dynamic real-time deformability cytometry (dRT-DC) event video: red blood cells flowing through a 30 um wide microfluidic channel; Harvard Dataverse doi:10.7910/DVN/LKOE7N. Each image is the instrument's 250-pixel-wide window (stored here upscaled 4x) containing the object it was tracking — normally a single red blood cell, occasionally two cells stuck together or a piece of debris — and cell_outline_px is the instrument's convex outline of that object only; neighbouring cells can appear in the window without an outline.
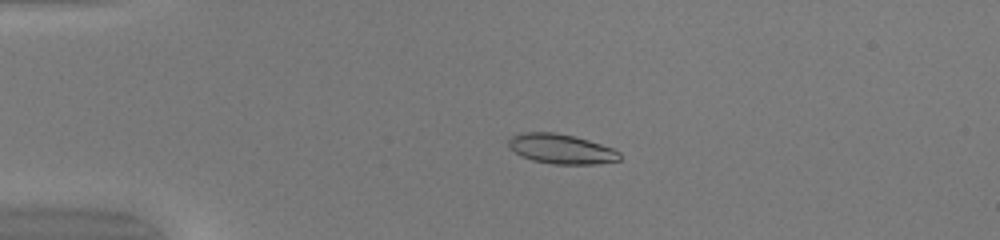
{"species": "common noctule bat (a hibernating species)", "species_latin": "Nyctalus noctula", "temperature_condition": "warm", "stored_images_in_passage": 51, "camera_frame_rate_fps": 3000, "um_per_image_px": 0.085, "animal": {"sex": "female", "body_mass_g": 20.0, "forearm_length_mm": 54.0}, "frame": {"image": 1, "passage_image": 13, "time_ms": 4.0, "image_size_px": [1000, 240], "cell_outline_px": [[620, 160], [596, 164], [552, 164], [532, 160], [520, 156], [508, 148], [508, 140], [512, 136], [520, 132], [556, 132], [576, 136], [612, 148], [620, 152]], "centroid_in_image_um": [47.66, 12.65], "position_along_channel_um": 37.3, "area_um2": 19.48}}
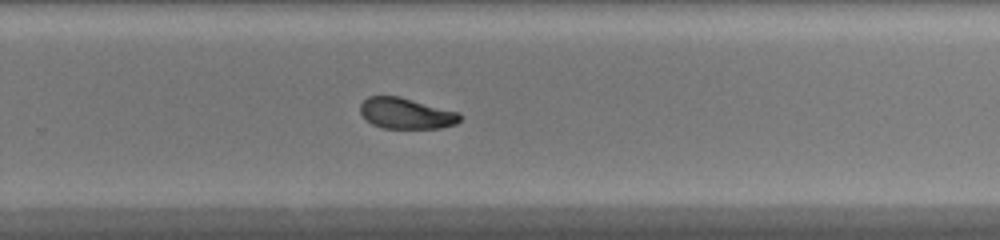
{"frame": {"image": 2, "passage_image": 35, "time_ms": 11.333, "image_size_px": [1000, 240], "cell_outline_px": [[460, 120], [456, 124], [440, 128], [384, 128], [372, 124], [360, 112], [360, 104], [368, 96], [400, 96], [460, 112]], "centroid_in_image_um": [34.54, 9.63], "position_along_channel_um": 295.3, "area_um2": 17.98}}
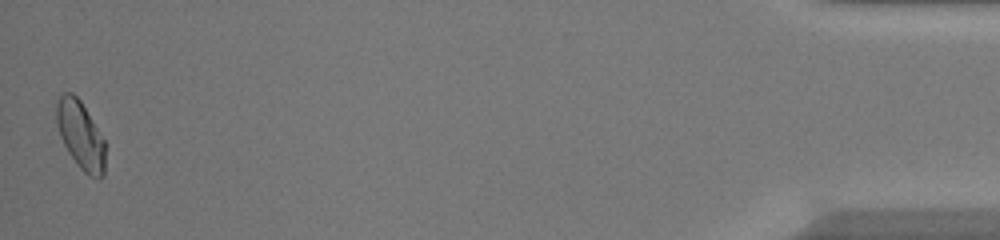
{"frame": {"image": 3, "passage_image": 51, "time_ms": 16.667, "image_size_px": [1000, 240], "cell_outline_px": [[104, 176], [100, 180], [88, 176], [80, 168], [68, 152], [60, 136], [56, 124], [56, 100], [64, 92], [72, 92], [80, 100], [104, 140]], "centroid_in_image_um": [6.83, 11.5], "position_along_channel_um": 428.4, "area_um2": 19.25}, "authors_computed_cell_mechanics": {"area_um2": 19.074, "velocity_mm_per_s": 4.1519, "shape_relaxation_time_tau1_ms": 4.4117, "shape_relaxation_time_tau2_ms": 1.861, "deformation_change_tau1": 0.1349, "deformation_change_tau2": 0.0584}}